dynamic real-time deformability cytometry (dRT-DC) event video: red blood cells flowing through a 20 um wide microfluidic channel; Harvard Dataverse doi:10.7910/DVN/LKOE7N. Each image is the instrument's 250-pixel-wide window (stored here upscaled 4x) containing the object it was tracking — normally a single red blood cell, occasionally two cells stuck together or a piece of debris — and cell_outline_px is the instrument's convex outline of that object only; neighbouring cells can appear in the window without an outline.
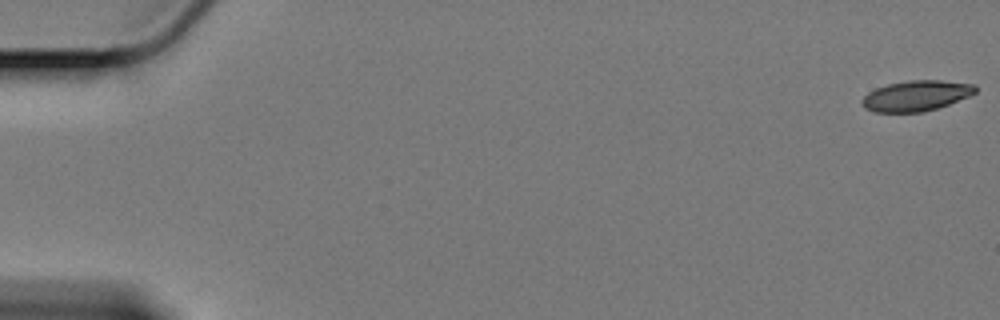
{"species": "Egyptian fruit bat (a non-hibernating species)", "species_latin": "Rousettus aegyptiacus", "temperature_condition": "cold", "stored_images_in_passage": 61, "camera_frame_rate_fps": 3000, "um_per_image_px": 0.085, "animal": {"sex": "female"}, "frame": {"image": 1, "passage_image": 1, "time_ms": 0.0, "image_size_px": [1000, 320], "cell_outline_px": [[976, 92], [968, 96], [948, 104], [924, 112], [876, 112], [864, 108], [860, 100], [868, 92], [876, 88], [888, 84], [908, 80], [940, 80], [976, 84]], "centroid_in_image_um": [77.85, 8.13], "position_along_channel_um": 7.1, "area_um2": 20.11}}
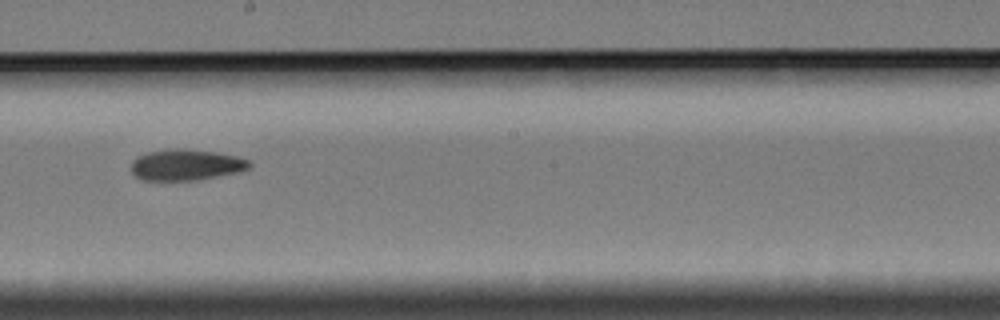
{"frame": {"image": 2, "passage_image": 35, "time_ms": 11.333, "image_size_px": [1000, 320], "cell_outline_px": [[252, 164], [248, 168], [240, 172], [196, 180], [140, 180], [132, 172], [132, 160], [136, 156], [148, 152], [168, 148], [184, 148], [216, 152], [236, 156], [252, 160]], "centroid_in_image_um": [15.82, 14.0], "position_along_channel_um": 232.4, "area_um2": 21.68}}
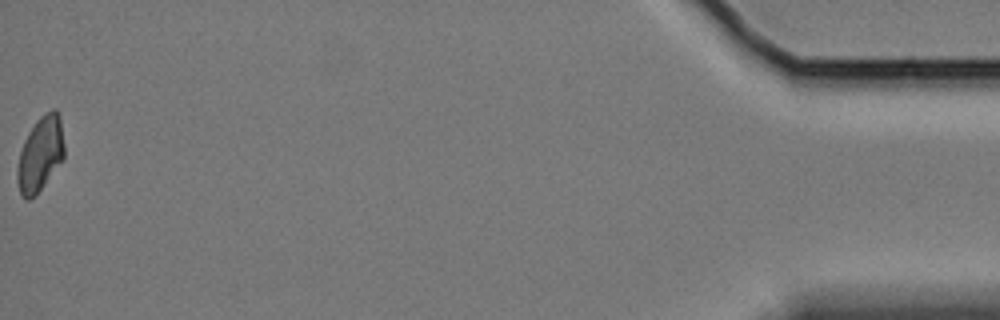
{"frame": {"image": 3, "passage_image": 61, "time_ms": 20.0, "image_size_px": [1000, 320], "cell_outline_px": [[64, 160], [36, 196], [28, 200], [24, 200], [20, 196], [16, 180], [16, 168], [20, 152], [24, 140], [28, 132], [36, 120], [40, 116], [52, 108], [56, 108], [60, 112], [64, 144]], "centroid_in_image_um": [3.43, 13.11], "position_along_channel_um": 431.8, "area_um2": 21.21}, "authors_computed_cell_mechanics": {"area_um2": 21.2126, "velocity_mm_per_s": 3.346, "shape_relaxation_time_tau1_ms": 8.903, "shape_relaxation_time_tau2_ms": 6.7395, "deformation_change_tau1": 0.1389, "deformation_change_tau2": 0.1129}}